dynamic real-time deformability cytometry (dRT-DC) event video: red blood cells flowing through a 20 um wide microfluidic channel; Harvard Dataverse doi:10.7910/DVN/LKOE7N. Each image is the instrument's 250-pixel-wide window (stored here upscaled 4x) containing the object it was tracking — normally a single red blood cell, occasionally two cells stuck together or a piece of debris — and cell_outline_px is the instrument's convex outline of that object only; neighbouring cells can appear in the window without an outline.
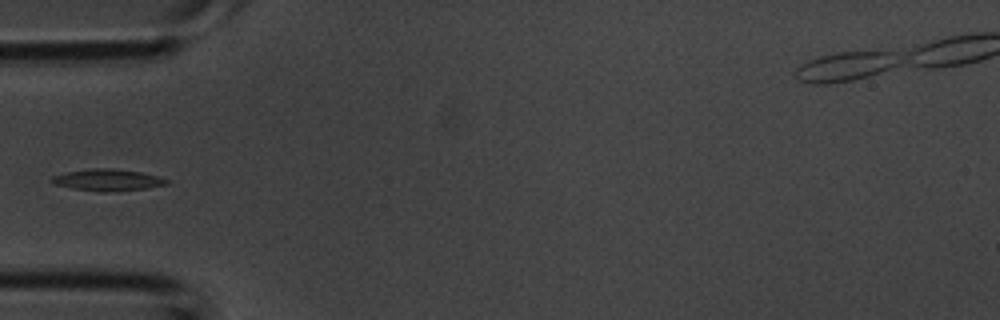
{"species": "common noctule bat (a hibernating species)", "species_latin": "Nyctalus noctula", "temperature_condition": "room temperature", "stored_images_in_passage": 2, "camera_frame_rate_fps": 3000, "um_per_image_px": 0.085, "animal": {"sex": "male", "body_mass_g": 20.1, "forearm_length_mm": 53.5}, "frame": {"image": 1, "passage_image": 2, "time_ms": 0.333, "image_size_px": [1000, 320], "cell_outline_px": [[168, 184], [148, 188], [112, 192], [104, 192], [72, 188], [52, 184], [48, 180], [52, 176], [68, 172], [92, 168], [112, 168], [140, 172], [156, 176], [168, 180]], "centroid_in_image_um": [9.11, 15.3], "position_along_channel_um": 75.9, "area_um2": 14.51}}